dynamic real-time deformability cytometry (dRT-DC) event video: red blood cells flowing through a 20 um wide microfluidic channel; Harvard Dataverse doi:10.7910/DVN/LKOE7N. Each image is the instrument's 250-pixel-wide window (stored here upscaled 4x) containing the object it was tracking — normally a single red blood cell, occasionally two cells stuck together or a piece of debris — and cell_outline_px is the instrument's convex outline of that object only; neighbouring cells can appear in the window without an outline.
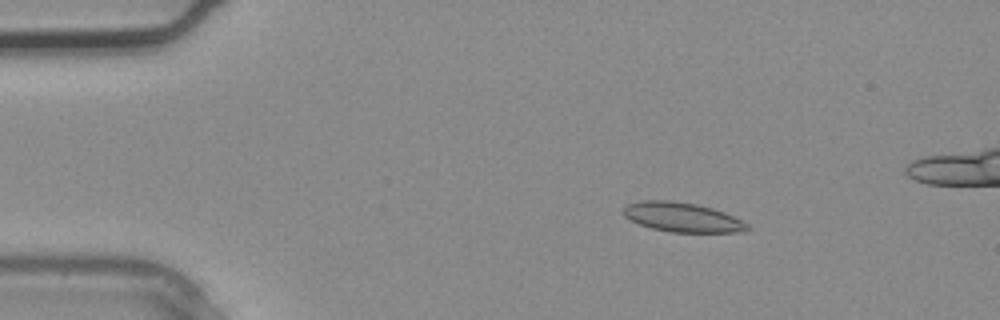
{"species": "common noctule bat (a hibernating species)", "species_latin": "Nyctalus noctula", "temperature_condition": "warm", "stored_images_in_passage": 4, "camera_frame_rate_fps": 3000, "um_per_image_px": 0.085, "animal": {"sex": "male", "body_mass_g": 20.4}, "frame": {"image": 1, "passage_image": 2, "time_ms": 0.333, "image_size_px": [1000, 320], "cell_outline_px": [[752, 228], [744, 232], [672, 232], [652, 228], [640, 224], [624, 216], [620, 212], [628, 204], [640, 200], [668, 200], [696, 204], [712, 208], [724, 212], [748, 224]], "centroid_in_image_um": [57.99, 18.46], "position_along_channel_um": 27.0, "area_um2": 21.21}}